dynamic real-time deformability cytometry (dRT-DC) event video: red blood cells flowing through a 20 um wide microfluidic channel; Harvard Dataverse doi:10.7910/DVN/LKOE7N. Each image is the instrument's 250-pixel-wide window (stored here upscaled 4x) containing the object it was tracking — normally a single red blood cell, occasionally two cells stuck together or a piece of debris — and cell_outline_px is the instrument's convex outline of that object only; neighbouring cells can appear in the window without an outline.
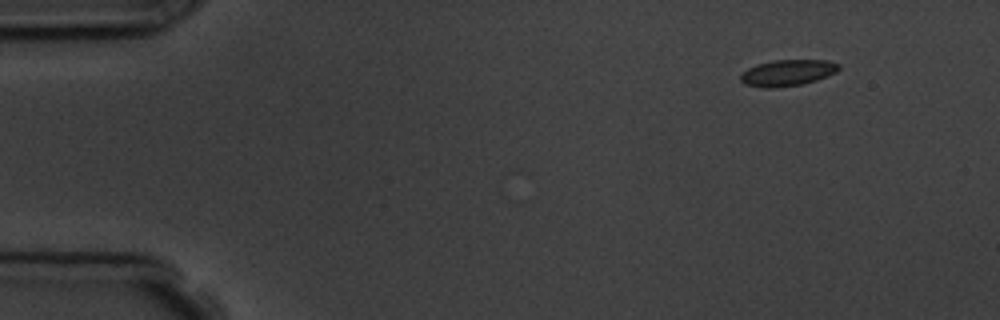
{"species": "common noctule bat (a hibernating species)", "species_latin": "Nyctalus noctula", "temperature_condition": "room temperature", "stored_images_in_passage": 4, "camera_frame_rate_fps": 3000, "um_per_image_px": 0.085, "animal": {"sex": "male", "body_mass_g": 19.5, "forearm_length_mm": 54.6}, "frame": {"image": 1, "passage_image": 1, "time_ms": 0.0, "image_size_px": [1000, 320], "cell_outline_px": [[840, 68], [836, 72], [828, 76], [816, 80], [800, 84], [772, 88], [764, 88], [744, 84], [740, 80], [740, 76], [748, 68], [756, 64], [772, 60], [828, 60], [840, 64]], "centroid_in_image_um": [66.94, 6.18], "position_along_channel_um": 18.1, "area_um2": 15.03}}
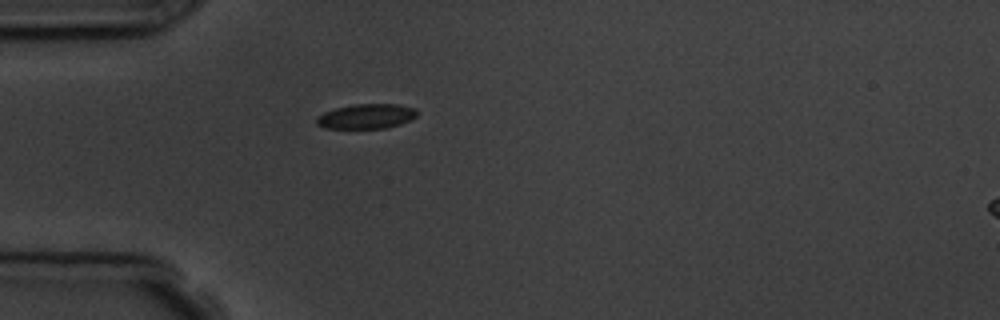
{"frame": {"image": 2, "passage_image": 4, "time_ms": 3.333, "image_size_px": [1000, 320], "cell_outline_px": [[416, 116], [400, 124], [384, 128], [324, 128], [316, 124], [316, 116], [324, 112], [336, 108], [356, 104], [396, 104], [416, 108]], "centroid_in_image_um": [31.1, 9.88], "position_along_channel_um": 53.9, "area_um2": 14.39}}